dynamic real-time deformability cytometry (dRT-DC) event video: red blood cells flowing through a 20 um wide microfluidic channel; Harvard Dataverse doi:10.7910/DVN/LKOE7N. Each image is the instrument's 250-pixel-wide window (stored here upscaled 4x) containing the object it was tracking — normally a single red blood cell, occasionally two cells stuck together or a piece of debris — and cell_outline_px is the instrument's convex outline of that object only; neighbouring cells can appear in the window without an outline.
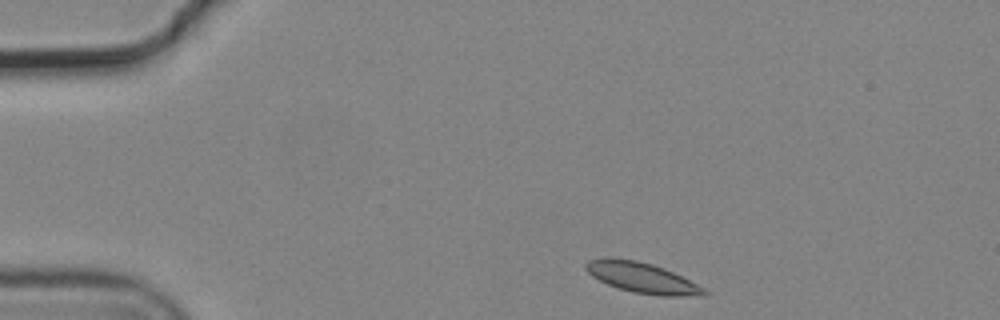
{"species": "common noctule bat (a hibernating species)", "species_latin": "Nyctalus noctula", "temperature_condition": "cold", "stored_images_in_passage": 3, "camera_frame_rate_fps": 3000, "um_per_image_px": 0.085, "animal": {"sex": "male", "body_mass_g": 19.2, "forearm_length_mm": 51.8}, "frame": {"image": 1, "passage_image": 1, "time_ms": 0.0, "image_size_px": [1000, 320], "cell_outline_px": [[708, 296], [660, 296], [632, 292], [608, 284], [592, 276], [584, 268], [584, 264], [588, 260], [636, 260], [652, 264], [664, 268], [704, 288], [708, 292]], "centroid_in_image_um": [54.64, 23.65], "position_along_channel_um": 30.4, "area_um2": 20.35}}